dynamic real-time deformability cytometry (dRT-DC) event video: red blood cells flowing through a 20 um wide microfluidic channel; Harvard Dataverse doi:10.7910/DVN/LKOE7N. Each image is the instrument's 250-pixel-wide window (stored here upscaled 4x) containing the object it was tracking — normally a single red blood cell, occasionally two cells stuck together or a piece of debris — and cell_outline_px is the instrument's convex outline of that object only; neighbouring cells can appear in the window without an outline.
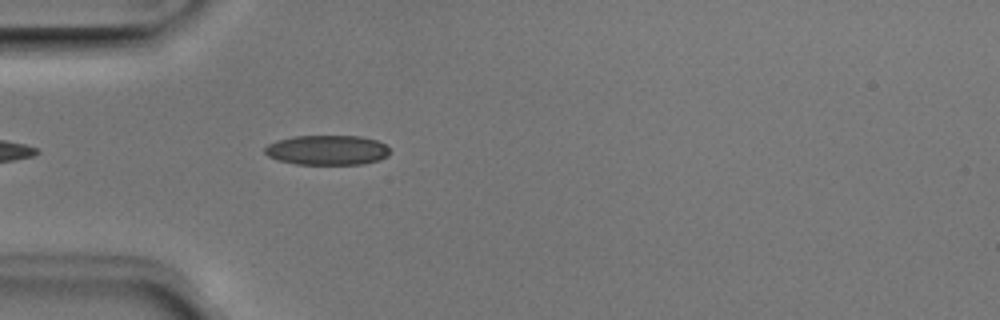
{"species": "Egyptian fruit bat (a non-hibernating species)", "species_latin": "Rousettus aegyptiacus", "temperature_condition": "room temperature", "stored_images_in_passage": 6, "camera_frame_rate_fps": 3000, "um_per_image_px": 0.085, "animal": {"sex": "male"}, "frame": {"image": 1, "passage_image": 3, "time_ms": 0.667, "image_size_px": [1000, 320], "cell_outline_px": [[388, 156], [380, 160], [364, 164], [296, 164], [280, 160], [268, 156], [264, 152], [264, 148], [268, 144], [276, 140], [292, 136], [360, 136], [376, 140], [384, 144], [388, 148]], "centroid_in_image_um": [27.8, 12.75], "position_along_channel_um": 57.2, "area_um2": 21.73}}